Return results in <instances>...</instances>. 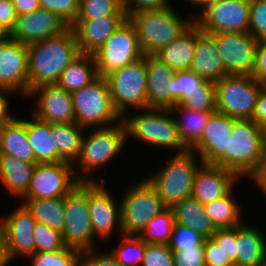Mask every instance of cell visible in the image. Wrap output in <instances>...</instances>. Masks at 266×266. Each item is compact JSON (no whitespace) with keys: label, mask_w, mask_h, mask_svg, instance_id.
<instances>
[{"label":"cell","mask_w":266,"mask_h":266,"mask_svg":"<svg viewBox=\"0 0 266 266\" xmlns=\"http://www.w3.org/2000/svg\"><path fill=\"white\" fill-rule=\"evenodd\" d=\"M126 146V128L122 120L106 127L87 128L80 154L72 165L75 178L79 182L107 181L102 177L108 176L105 168L122 156Z\"/></svg>","instance_id":"1"},{"label":"cell","mask_w":266,"mask_h":266,"mask_svg":"<svg viewBox=\"0 0 266 266\" xmlns=\"http://www.w3.org/2000/svg\"><path fill=\"white\" fill-rule=\"evenodd\" d=\"M27 48L28 93L41 85L56 84L61 73L81 53L71 27Z\"/></svg>","instance_id":"2"},{"label":"cell","mask_w":266,"mask_h":266,"mask_svg":"<svg viewBox=\"0 0 266 266\" xmlns=\"http://www.w3.org/2000/svg\"><path fill=\"white\" fill-rule=\"evenodd\" d=\"M122 121L126 128L127 143L129 139L140 144L145 143L157 154L158 151L161 153L160 149L162 153L167 149L172 155L188 151L179 139L176 120L171 109L148 108L133 111L126 114Z\"/></svg>","instance_id":"3"},{"label":"cell","mask_w":266,"mask_h":266,"mask_svg":"<svg viewBox=\"0 0 266 266\" xmlns=\"http://www.w3.org/2000/svg\"><path fill=\"white\" fill-rule=\"evenodd\" d=\"M178 11L171 4L164 9L146 10L128 16L135 27L144 55H154L171 44L194 23L195 11L185 16H180Z\"/></svg>","instance_id":"4"},{"label":"cell","mask_w":266,"mask_h":266,"mask_svg":"<svg viewBox=\"0 0 266 266\" xmlns=\"http://www.w3.org/2000/svg\"><path fill=\"white\" fill-rule=\"evenodd\" d=\"M266 161L262 129L251 119H237L226 154L215 164L248 180ZM246 178V179H245Z\"/></svg>","instance_id":"5"},{"label":"cell","mask_w":266,"mask_h":266,"mask_svg":"<svg viewBox=\"0 0 266 266\" xmlns=\"http://www.w3.org/2000/svg\"><path fill=\"white\" fill-rule=\"evenodd\" d=\"M167 158L164 163L160 161V168L156 171H150V175L146 173L145 178L162 199L165 207L171 208L192 195L194 177L203 161L196 153L190 151Z\"/></svg>","instance_id":"6"},{"label":"cell","mask_w":266,"mask_h":266,"mask_svg":"<svg viewBox=\"0 0 266 266\" xmlns=\"http://www.w3.org/2000/svg\"><path fill=\"white\" fill-rule=\"evenodd\" d=\"M130 185L121 190L120 214L121 227L124 234H139L147 223L166 207L153 186L145 176L136 178Z\"/></svg>","instance_id":"7"},{"label":"cell","mask_w":266,"mask_h":266,"mask_svg":"<svg viewBox=\"0 0 266 266\" xmlns=\"http://www.w3.org/2000/svg\"><path fill=\"white\" fill-rule=\"evenodd\" d=\"M71 96L75 122L85 129L106 127L122 120L112 104L106 77L98 76Z\"/></svg>","instance_id":"8"},{"label":"cell","mask_w":266,"mask_h":266,"mask_svg":"<svg viewBox=\"0 0 266 266\" xmlns=\"http://www.w3.org/2000/svg\"><path fill=\"white\" fill-rule=\"evenodd\" d=\"M106 80L112 104L121 118L129 112L148 109L146 55L112 72Z\"/></svg>","instance_id":"9"},{"label":"cell","mask_w":266,"mask_h":266,"mask_svg":"<svg viewBox=\"0 0 266 266\" xmlns=\"http://www.w3.org/2000/svg\"><path fill=\"white\" fill-rule=\"evenodd\" d=\"M193 11L194 22L204 32L249 33L250 0H203Z\"/></svg>","instance_id":"10"},{"label":"cell","mask_w":266,"mask_h":266,"mask_svg":"<svg viewBox=\"0 0 266 266\" xmlns=\"http://www.w3.org/2000/svg\"><path fill=\"white\" fill-rule=\"evenodd\" d=\"M264 83L251 75L229 74L215 82L216 112L234 119H252Z\"/></svg>","instance_id":"11"},{"label":"cell","mask_w":266,"mask_h":266,"mask_svg":"<svg viewBox=\"0 0 266 266\" xmlns=\"http://www.w3.org/2000/svg\"><path fill=\"white\" fill-rule=\"evenodd\" d=\"M62 238L67 247L80 251L101 247L100 242L95 238L91 224L87 204V182H78L65 196V222Z\"/></svg>","instance_id":"12"},{"label":"cell","mask_w":266,"mask_h":266,"mask_svg":"<svg viewBox=\"0 0 266 266\" xmlns=\"http://www.w3.org/2000/svg\"><path fill=\"white\" fill-rule=\"evenodd\" d=\"M110 190L107 181L87 182V204L92 228L95 238L105 242L104 245L116 238V234L117 237L123 234L119 195Z\"/></svg>","instance_id":"13"},{"label":"cell","mask_w":266,"mask_h":266,"mask_svg":"<svg viewBox=\"0 0 266 266\" xmlns=\"http://www.w3.org/2000/svg\"><path fill=\"white\" fill-rule=\"evenodd\" d=\"M93 56L98 76L101 77H106L144 56L135 27L128 18Z\"/></svg>","instance_id":"14"},{"label":"cell","mask_w":266,"mask_h":266,"mask_svg":"<svg viewBox=\"0 0 266 266\" xmlns=\"http://www.w3.org/2000/svg\"><path fill=\"white\" fill-rule=\"evenodd\" d=\"M78 182L70 163L35 164L28 190L20 199L65 197Z\"/></svg>","instance_id":"15"},{"label":"cell","mask_w":266,"mask_h":266,"mask_svg":"<svg viewBox=\"0 0 266 266\" xmlns=\"http://www.w3.org/2000/svg\"><path fill=\"white\" fill-rule=\"evenodd\" d=\"M24 100H30L29 112L42 121L50 124L75 122L71 93L57 84L38 86Z\"/></svg>","instance_id":"16"},{"label":"cell","mask_w":266,"mask_h":266,"mask_svg":"<svg viewBox=\"0 0 266 266\" xmlns=\"http://www.w3.org/2000/svg\"><path fill=\"white\" fill-rule=\"evenodd\" d=\"M214 38L228 74L252 75L258 41L250 33L222 32Z\"/></svg>","instance_id":"17"},{"label":"cell","mask_w":266,"mask_h":266,"mask_svg":"<svg viewBox=\"0 0 266 266\" xmlns=\"http://www.w3.org/2000/svg\"><path fill=\"white\" fill-rule=\"evenodd\" d=\"M0 88L28 95V48L8 35L0 41Z\"/></svg>","instance_id":"18"},{"label":"cell","mask_w":266,"mask_h":266,"mask_svg":"<svg viewBox=\"0 0 266 266\" xmlns=\"http://www.w3.org/2000/svg\"><path fill=\"white\" fill-rule=\"evenodd\" d=\"M10 213L2 215L7 251L12 263L28 259L34 254L33 230L36 220L27 207L20 203Z\"/></svg>","instance_id":"19"},{"label":"cell","mask_w":266,"mask_h":266,"mask_svg":"<svg viewBox=\"0 0 266 266\" xmlns=\"http://www.w3.org/2000/svg\"><path fill=\"white\" fill-rule=\"evenodd\" d=\"M69 26L56 14L47 9L19 15L15 26L8 35L24 45L43 41L47 38L63 33Z\"/></svg>","instance_id":"20"},{"label":"cell","mask_w":266,"mask_h":266,"mask_svg":"<svg viewBox=\"0 0 266 266\" xmlns=\"http://www.w3.org/2000/svg\"><path fill=\"white\" fill-rule=\"evenodd\" d=\"M236 120L219 112L213 113L200 140L189 151L196 153L203 163L216 164L228 150L229 138Z\"/></svg>","instance_id":"21"},{"label":"cell","mask_w":266,"mask_h":266,"mask_svg":"<svg viewBox=\"0 0 266 266\" xmlns=\"http://www.w3.org/2000/svg\"><path fill=\"white\" fill-rule=\"evenodd\" d=\"M238 182L244 183L234 172L202 163L196 171L191 196L206 205L225 196Z\"/></svg>","instance_id":"22"},{"label":"cell","mask_w":266,"mask_h":266,"mask_svg":"<svg viewBox=\"0 0 266 266\" xmlns=\"http://www.w3.org/2000/svg\"><path fill=\"white\" fill-rule=\"evenodd\" d=\"M127 18L104 16L94 20H76L71 28L74 30L80 52L93 55Z\"/></svg>","instance_id":"23"},{"label":"cell","mask_w":266,"mask_h":266,"mask_svg":"<svg viewBox=\"0 0 266 266\" xmlns=\"http://www.w3.org/2000/svg\"><path fill=\"white\" fill-rule=\"evenodd\" d=\"M190 70L214 83L229 75L219 54L214 34L202 31L197 24L195 56Z\"/></svg>","instance_id":"24"},{"label":"cell","mask_w":266,"mask_h":266,"mask_svg":"<svg viewBox=\"0 0 266 266\" xmlns=\"http://www.w3.org/2000/svg\"><path fill=\"white\" fill-rule=\"evenodd\" d=\"M148 108L171 109V78L175 71L154 55H146Z\"/></svg>","instance_id":"25"},{"label":"cell","mask_w":266,"mask_h":266,"mask_svg":"<svg viewBox=\"0 0 266 266\" xmlns=\"http://www.w3.org/2000/svg\"><path fill=\"white\" fill-rule=\"evenodd\" d=\"M244 220L236 226V266H259L266 251V233Z\"/></svg>","instance_id":"26"},{"label":"cell","mask_w":266,"mask_h":266,"mask_svg":"<svg viewBox=\"0 0 266 266\" xmlns=\"http://www.w3.org/2000/svg\"><path fill=\"white\" fill-rule=\"evenodd\" d=\"M16 114L17 117L12 122L0 127V154L35 163V155L26 131V118Z\"/></svg>","instance_id":"27"},{"label":"cell","mask_w":266,"mask_h":266,"mask_svg":"<svg viewBox=\"0 0 266 266\" xmlns=\"http://www.w3.org/2000/svg\"><path fill=\"white\" fill-rule=\"evenodd\" d=\"M196 44V23L194 22L184 33L171 44L163 47L154 56L174 71L190 70Z\"/></svg>","instance_id":"28"},{"label":"cell","mask_w":266,"mask_h":266,"mask_svg":"<svg viewBox=\"0 0 266 266\" xmlns=\"http://www.w3.org/2000/svg\"><path fill=\"white\" fill-rule=\"evenodd\" d=\"M35 163L0 154V184L15 200H19L28 190Z\"/></svg>","instance_id":"29"},{"label":"cell","mask_w":266,"mask_h":266,"mask_svg":"<svg viewBox=\"0 0 266 266\" xmlns=\"http://www.w3.org/2000/svg\"><path fill=\"white\" fill-rule=\"evenodd\" d=\"M28 114L26 131L35 155V164L62 162L56 152L54 135H51V124L36 118L30 112Z\"/></svg>","instance_id":"30"},{"label":"cell","mask_w":266,"mask_h":266,"mask_svg":"<svg viewBox=\"0 0 266 266\" xmlns=\"http://www.w3.org/2000/svg\"><path fill=\"white\" fill-rule=\"evenodd\" d=\"M237 193H239L238 189L234 187L222 198L204 205L205 211L216 229L233 228L245 220L243 218L245 210L243 209L246 208H244V202L237 200L239 199Z\"/></svg>","instance_id":"31"},{"label":"cell","mask_w":266,"mask_h":266,"mask_svg":"<svg viewBox=\"0 0 266 266\" xmlns=\"http://www.w3.org/2000/svg\"><path fill=\"white\" fill-rule=\"evenodd\" d=\"M171 209L176 224L193 229L205 239L211 238L217 230L207 215L204 205L192 196L183 199Z\"/></svg>","instance_id":"32"},{"label":"cell","mask_w":266,"mask_h":266,"mask_svg":"<svg viewBox=\"0 0 266 266\" xmlns=\"http://www.w3.org/2000/svg\"><path fill=\"white\" fill-rule=\"evenodd\" d=\"M171 112L176 120L179 139L188 151L200 140L210 116L215 113L191 110L180 105L173 107Z\"/></svg>","instance_id":"33"},{"label":"cell","mask_w":266,"mask_h":266,"mask_svg":"<svg viewBox=\"0 0 266 266\" xmlns=\"http://www.w3.org/2000/svg\"><path fill=\"white\" fill-rule=\"evenodd\" d=\"M85 131L76 122L51 124V135H54L56 152L62 162L75 163Z\"/></svg>","instance_id":"34"},{"label":"cell","mask_w":266,"mask_h":266,"mask_svg":"<svg viewBox=\"0 0 266 266\" xmlns=\"http://www.w3.org/2000/svg\"><path fill=\"white\" fill-rule=\"evenodd\" d=\"M18 201L27 207L36 222L62 233L65 222V197L19 199Z\"/></svg>","instance_id":"35"},{"label":"cell","mask_w":266,"mask_h":266,"mask_svg":"<svg viewBox=\"0 0 266 266\" xmlns=\"http://www.w3.org/2000/svg\"><path fill=\"white\" fill-rule=\"evenodd\" d=\"M97 77L94 56L80 53L61 73L56 84L67 92L72 93L90 84Z\"/></svg>","instance_id":"36"},{"label":"cell","mask_w":266,"mask_h":266,"mask_svg":"<svg viewBox=\"0 0 266 266\" xmlns=\"http://www.w3.org/2000/svg\"><path fill=\"white\" fill-rule=\"evenodd\" d=\"M195 92H216L215 83L191 70L175 71L171 78V109Z\"/></svg>","instance_id":"37"},{"label":"cell","mask_w":266,"mask_h":266,"mask_svg":"<svg viewBox=\"0 0 266 266\" xmlns=\"http://www.w3.org/2000/svg\"><path fill=\"white\" fill-rule=\"evenodd\" d=\"M119 238L115 247L105 248L122 266H141L147 243L137 234L123 233Z\"/></svg>","instance_id":"38"},{"label":"cell","mask_w":266,"mask_h":266,"mask_svg":"<svg viewBox=\"0 0 266 266\" xmlns=\"http://www.w3.org/2000/svg\"><path fill=\"white\" fill-rule=\"evenodd\" d=\"M174 224L175 219L173 210L166 207L162 212L151 219L144 230H142L138 235L146 243L168 245L171 239Z\"/></svg>","instance_id":"39"},{"label":"cell","mask_w":266,"mask_h":266,"mask_svg":"<svg viewBox=\"0 0 266 266\" xmlns=\"http://www.w3.org/2000/svg\"><path fill=\"white\" fill-rule=\"evenodd\" d=\"M82 251L66 247L58 251L34 253L27 262L29 266H80Z\"/></svg>","instance_id":"40"},{"label":"cell","mask_w":266,"mask_h":266,"mask_svg":"<svg viewBox=\"0 0 266 266\" xmlns=\"http://www.w3.org/2000/svg\"><path fill=\"white\" fill-rule=\"evenodd\" d=\"M104 16H126L121 0H83L76 20H94Z\"/></svg>","instance_id":"41"},{"label":"cell","mask_w":266,"mask_h":266,"mask_svg":"<svg viewBox=\"0 0 266 266\" xmlns=\"http://www.w3.org/2000/svg\"><path fill=\"white\" fill-rule=\"evenodd\" d=\"M34 253L58 251L66 248L62 233L36 222L33 230Z\"/></svg>","instance_id":"42"},{"label":"cell","mask_w":266,"mask_h":266,"mask_svg":"<svg viewBox=\"0 0 266 266\" xmlns=\"http://www.w3.org/2000/svg\"><path fill=\"white\" fill-rule=\"evenodd\" d=\"M40 6L60 17L69 27H71L79 13V3L77 0H39Z\"/></svg>","instance_id":"43"},{"label":"cell","mask_w":266,"mask_h":266,"mask_svg":"<svg viewBox=\"0 0 266 266\" xmlns=\"http://www.w3.org/2000/svg\"><path fill=\"white\" fill-rule=\"evenodd\" d=\"M249 33L257 41L266 39V0H250Z\"/></svg>","instance_id":"44"},{"label":"cell","mask_w":266,"mask_h":266,"mask_svg":"<svg viewBox=\"0 0 266 266\" xmlns=\"http://www.w3.org/2000/svg\"><path fill=\"white\" fill-rule=\"evenodd\" d=\"M204 240L205 238L193 229L175 223L168 246L171 250H179L180 248L196 247Z\"/></svg>","instance_id":"45"},{"label":"cell","mask_w":266,"mask_h":266,"mask_svg":"<svg viewBox=\"0 0 266 266\" xmlns=\"http://www.w3.org/2000/svg\"><path fill=\"white\" fill-rule=\"evenodd\" d=\"M141 266H174L172 250L166 244L147 243Z\"/></svg>","instance_id":"46"},{"label":"cell","mask_w":266,"mask_h":266,"mask_svg":"<svg viewBox=\"0 0 266 266\" xmlns=\"http://www.w3.org/2000/svg\"><path fill=\"white\" fill-rule=\"evenodd\" d=\"M205 240L196 247L172 250L174 266H205Z\"/></svg>","instance_id":"47"},{"label":"cell","mask_w":266,"mask_h":266,"mask_svg":"<svg viewBox=\"0 0 266 266\" xmlns=\"http://www.w3.org/2000/svg\"><path fill=\"white\" fill-rule=\"evenodd\" d=\"M180 106L196 111L216 112V92H195Z\"/></svg>","instance_id":"48"},{"label":"cell","mask_w":266,"mask_h":266,"mask_svg":"<svg viewBox=\"0 0 266 266\" xmlns=\"http://www.w3.org/2000/svg\"><path fill=\"white\" fill-rule=\"evenodd\" d=\"M80 266H122L106 248L85 250L81 253Z\"/></svg>","instance_id":"49"},{"label":"cell","mask_w":266,"mask_h":266,"mask_svg":"<svg viewBox=\"0 0 266 266\" xmlns=\"http://www.w3.org/2000/svg\"><path fill=\"white\" fill-rule=\"evenodd\" d=\"M205 266H230L234 264L222 246H219L212 238L205 239Z\"/></svg>","instance_id":"50"},{"label":"cell","mask_w":266,"mask_h":266,"mask_svg":"<svg viewBox=\"0 0 266 266\" xmlns=\"http://www.w3.org/2000/svg\"><path fill=\"white\" fill-rule=\"evenodd\" d=\"M211 238L219 245L228 255L233 263L236 262V227L217 229Z\"/></svg>","instance_id":"51"},{"label":"cell","mask_w":266,"mask_h":266,"mask_svg":"<svg viewBox=\"0 0 266 266\" xmlns=\"http://www.w3.org/2000/svg\"><path fill=\"white\" fill-rule=\"evenodd\" d=\"M121 2L127 17L136 12L164 9L175 3L172 0H121Z\"/></svg>","instance_id":"52"},{"label":"cell","mask_w":266,"mask_h":266,"mask_svg":"<svg viewBox=\"0 0 266 266\" xmlns=\"http://www.w3.org/2000/svg\"><path fill=\"white\" fill-rule=\"evenodd\" d=\"M17 95L18 94L12 90L0 88V127L12 122L17 117L16 114L13 113L15 111L13 110L15 103L11 101L15 97L17 98ZM11 102H13V104H11ZM12 105L14 106L12 107Z\"/></svg>","instance_id":"53"},{"label":"cell","mask_w":266,"mask_h":266,"mask_svg":"<svg viewBox=\"0 0 266 266\" xmlns=\"http://www.w3.org/2000/svg\"><path fill=\"white\" fill-rule=\"evenodd\" d=\"M17 17L13 0H0V28L6 35L13 30Z\"/></svg>","instance_id":"54"},{"label":"cell","mask_w":266,"mask_h":266,"mask_svg":"<svg viewBox=\"0 0 266 266\" xmlns=\"http://www.w3.org/2000/svg\"><path fill=\"white\" fill-rule=\"evenodd\" d=\"M251 76L258 82L266 81V39L257 42L255 66Z\"/></svg>","instance_id":"55"},{"label":"cell","mask_w":266,"mask_h":266,"mask_svg":"<svg viewBox=\"0 0 266 266\" xmlns=\"http://www.w3.org/2000/svg\"><path fill=\"white\" fill-rule=\"evenodd\" d=\"M260 128L266 125V88L263 87L258 94L255 109L251 119Z\"/></svg>","instance_id":"56"},{"label":"cell","mask_w":266,"mask_h":266,"mask_svg":"<svg viewBox=\"0 0 266 266\" xmlns=\"http://www.w3.org/2000/svg\"><path fill=\"white\" fill-rule=\"evenodd\" d=\"M249 180L251 182H249ZM248 182L246 183H254L256 185H254L255 187L258 186V190L261 192L259 193V195L261 194L263 199H265L266 201V161L265 163L249 178Z\"/></svg>","instance_id":"57"},{"label":"cell","mask_w":266,"mask_h":266,"mask_svg":"<svg viewBox=\"0 0 266 266\" xmlns=\"http://www.w3.org/2000/svg\"><path fill=\"white\" fill-rule=\"evenodd\" d=\"M17 15L29 14L41 8L39 0H13Z\"/></svg>","instance_id":"58"},{"label":"cell","mask_w":266,"mask_h":266,"mask_svg":"<svg viewBox=\"0 0 266 266\" xmlns=\"http://www.w3.org/2000/svg\"><path fill=\"white\" fill-rule=\"evenodd\" d=\"M11 264L13 263L11 262L7 251L6 234L0 220V266H12Z\"/></svg>","instance_id":"59"},{"label":"cell","mask_w":266,"mask_h":266,"mask_svg":"<svg viewBox=\"0 0 266 266\" xmlns=\"http://www.w3.org/2000/svg\"><path fill=\"white\" fill-rule=\"evenodd\" d=\"M186 1L185 0L181 1L182 3H184V2L186 3V5H184V7L187 6V4L189 2L190 6H191V4H193L192 6L196 8L203 0H186Z\"/></svg>","instance_id":"60"},{"label":"cell","mask_w":266,"mask_h":266,"mask_svg":"<svg viewBox=\"0 0 266 266\" xmlns=\"http://www.w3.org/2000/svg\"><path fill=\"white\" fill-rule=\"evenodd\" d=\"M261 129H262V141H263L264 149L266 151V125L262 126Z\"/></svg>","instance_id":"61"},{"label":"cell","mask_w":266,"mask_h":266,"mask_svg":"<svg viewBox=\"0 0 266 266\" xmlns=\"http://www.w3.org/2000/svg\"><path fill=\"white\" fill-rule=\"evenodd\" d=\"M259 266H266V251H265V254H264L263 260H262V262L260 263Z\"/></svg>","instance_id":"62"},{"label":"cell","mask_w":266,"mask_h":266,"mask_svg":"<svg viewBox=\"0 0 266 266\" xmlns=\"http://www.w3.org/2000/svg\"><path fill=\"white\" fill-rule=\"evenodd\" d=\"M7 35L0 28V41L3 40Z\"/></svg>","instance_id":"63"}]
</instances>
